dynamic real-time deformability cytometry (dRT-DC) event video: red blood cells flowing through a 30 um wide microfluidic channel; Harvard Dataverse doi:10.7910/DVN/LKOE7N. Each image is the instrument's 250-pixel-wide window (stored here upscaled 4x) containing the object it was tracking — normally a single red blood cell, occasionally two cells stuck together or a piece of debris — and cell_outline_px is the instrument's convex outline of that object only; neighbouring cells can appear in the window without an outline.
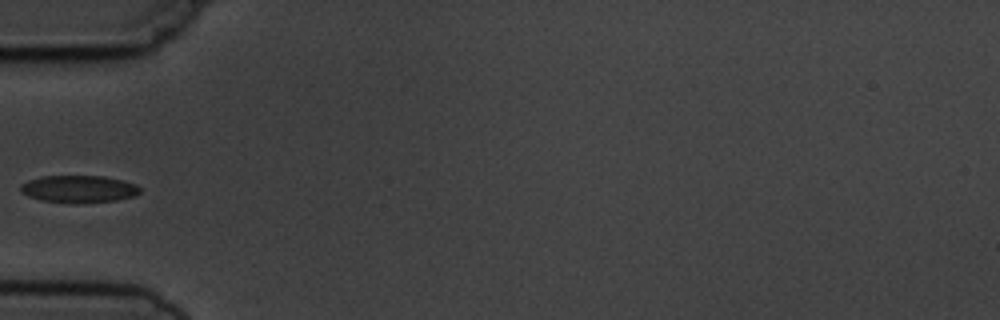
{"species": "common noctule bat (a hibernating species)", "species_latin": "Nyctalus noctula", "temperature_condition": "cold", "stored_images_in_passage": 6, "camera_frame_rate_fps": 3000, "um_per_image_px": 0.085, "animal": {"sex": "male", "body_mass_g": 19.5, "forearm_length_mm": 54.6}, "frame": {"image": 1, "passage_image": 6, "time_ms": 6.0, "image_size_px": [1000, 320], "cell_outline_px": [[140, 192], [136, 196], [116, 200], [72, 204], [40, 200], [28, 196], [20, 192], [20, 184], [28, 180], [40, 176], [104, 176], [136, 184], [140, 188]], "centroid_in_image_um": [6.66, 16.07], "position_along_channel_um": 78.3, "area_um2": 19.19}}